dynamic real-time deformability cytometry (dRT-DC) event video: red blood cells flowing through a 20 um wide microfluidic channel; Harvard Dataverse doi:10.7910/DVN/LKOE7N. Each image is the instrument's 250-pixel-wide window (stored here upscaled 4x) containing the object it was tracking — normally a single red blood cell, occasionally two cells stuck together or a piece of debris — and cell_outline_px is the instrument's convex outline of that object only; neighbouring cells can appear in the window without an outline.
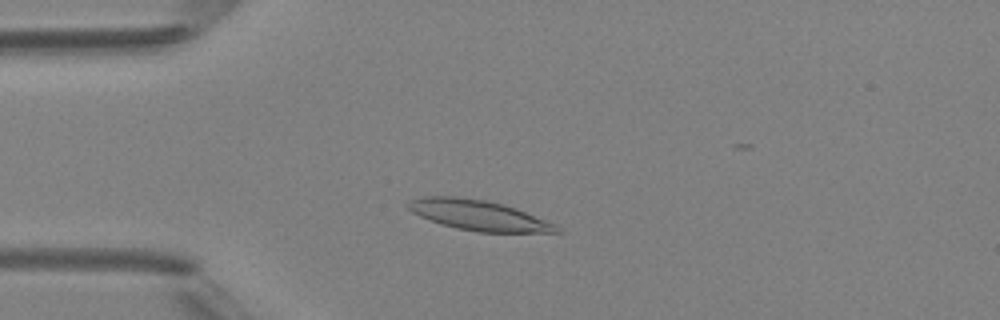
{"species": "Egyptian fruit bat (a non-hibernating species)", "species_latin": "Rousettus aegyptiacus", "temperature_condition": "room temperature", "stored_images_in_passage": 3, "camera_frame_rate_fps": 3000, "um_per_image_px": 0.085, "animal": {"sex": "female"}, "frame": {"image": 1, "passage_image": 3, "time_ms": 2.333, "image_size_px": [1000, 320], "cell_outline_px": [[564, 232], [480, 232], [456, 228], [440, 224], [420, 216], [412, 212], [404, 204], [412, 200], [424, 196], [460, 196], [488, 200], [504, 204], [516, 208], [556, 224]], "centroid_in_image_um": [40.68, 18.28], "position_along_channel_um": 44.3, "area_um2": 26.3}}